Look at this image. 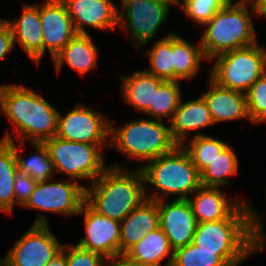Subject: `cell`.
I'll return each instance as SVG.
<instances>
[{
  "label": "cell",
  "mask_w": 266,
  "mask_h": 266,
  "mask_svg": "<svg viewBox=\"0 0 266 266\" xmlns=\"http://www.w3.org/2000/svg\"><path fill=\"white\" fill-rule=\"evenodd\" d=\"M238 157L233 148L227 144L218 156L200 172L202 186H230V178L238 173Z\"/></svg>",
  "instance_id": "83f0119b"
},
{
  "label": "cell",
  "mask_w": 266,
  "mask_h": 266,
  "mask_svg": "<svg viewBox=\"0 0 266 266\" xmlns=\"http://www.w3.org/2000/svg\"><path fill=\"white\" fill-rule=\"evenodd\" d=\"M173 253L174 250L171 248L167 236L159 227L146 234L141 241L132 246L125 254L142 266H161L166 259L167 262L164 266H171Z\"/></svg>",
  "instance_id": "cb8c5ba5"
},
{
  "label": "cell",
  "mask_w": 266,
  "mask_h": 266,
  "mask_svg": "<svg viewBox=\"0 0 266 266\" xmlns=\"http://www.w3.org/2000/svg\"><path fill=\"white\" fill-rule=\"evenodd\" d=\"M109 134L110 118L80 102L66 115L58 114L56 137L60 139L108 146Z\"/></svg>",
  "instance_id": "8fae6325"
},
{
  "label": "cell",
  "mask_w": 266,
  "mask_h": 266,
  "mask_svg": "<svg viewBox=\"0 0 266 266\" xmlns=\"http://www.w3.org/2000/svg\"><path fill=\"white\" fill-rule=\"evenodd\" d=\"M171 266H231L219 251L200 250L195 244L177 248Z\"/></svg>",
  "instance_id": "1f68e13d"
},
{
  "label": "cell",
  "mask_w": 266,
  "mask_h": 266,
  "mask_svg": "<svg viewBox=\"0 0 266 266\" xmlns=\"http://www.w3.org/2000/svg\"><path fill=\"white\" fill-rule=\"evenodd\" d=\"M181 81H163L153 91L152 106L144 112L155 120L167 119L169 122L182 98Z\"/></svg>",
  "instance_id": "f1b7e54d"
},
{
  "label": "cell",
  "mask_w": 266,
  "mask_h": 266,
  "mask_svg": "<svg viewBox=\"0 0 266 266\" xmlns=\"http://www.w3.org/2000/svg\"><path fill=\"white\" fill-rule=\"evenodd\" d=\"M253 8L256 16L266 19V0H247Z\"/></svg>",
  "instance_id": "ab89813d"
},
{
  "label": "cell",
  "mask_w": 266,
  "mask_h": 266,
  "mask_svg": "<svg viewBox=\"0 0 266 266\" xmlns=\"http://www.w3.org/2000/svg\"><path fill=\"white\" fill-rule=\"evenodd\" d=\"M230 1L231 0H177L176 6L180 5L188 18L202 26Z\"/></svg>",
  "instance_id": "d6a6232c"
},
{
  "label": "cell",
  "mask_w": 266,
  "mask_h": 266,
  "mask_svg": "<svg viewBox=\"0 0 266 266\" xmlns=\"http://www.w3.org/2000/svg\"><path fill=\"white\" fill-rule=\"evenodd\" d=\"M160 227L157 201L146 199L120 222V254Z\"/></svg>",
  "instance_id": "d6986e66"
},
{
  "label": "cell",
  "mask_w": 266,
  "mask_h": 266,
  "mask_svg": "<svg viewBox=\"0 0 266 266\" xmlns=\"http://www.w3.org/2000/svg\"><path fill=\"white\" fill-rule=\"evenodd\" d=\"M15 143L16 141H14L16 165L20 173L28 175L36 184L44 183L54 178L56 174L54 164L44 142H31L35 151L33 154L29 153L30 155L27 157H22L20 153V151L22 152L25 149L24 145L21 146L23 142Z\"/></svg>",
  "instance_id": "d4e9b609"
},
{
  "label": "cell",
  "mask_w": 266,
  "mask_h": 266,
  "mask_svg": "<svg viewBox=\"0 0 266 266\" xmlns=\"http://www.w3.org/2000/svg\"><path fill=\"white\" fill-rule=\"evenodd\" d=\"M222 188L201 185L188 198L198 223L227 219L243 202L248 201L245 198H228L222 193Z\"/></svg>",
  "instance_id": "ac0fdd59"
},
{
  "label": "cell",
  "mask_w": 266,
  "mask_h": 266,
  "mask_svg": "<svg viewBox=\"0 0 266 266\" xmlns=\"http://www.w3.org/2000/svg\"><path fill=\"white\" fill-rule=\"evenodd\" d=\"M98 46L88 34L77 33L70 42L53 58L57 74L64 64L76 71L80 76L88 74L98 65Z\"/></svg>",
  "instance_id": "7402d4cb"
},
{
  "label": "cell",
  "mask_w": 266,
  "mask_h": 266,
  "mask_svg": "<svg viewBox=\"0 0 266 266\" xmlns=\"http://www.w3.org/2000/svg\"><path fill=\"white\" fill-rule=\"evenodd\" d=\"M22 14L19 19L7 20L11 27L13 43L21 46L28 59L39 64L43 58V31L39 4L22 2Z\"/></svg>",
  "instance_id": "e0dca14e"
},
{
  "label": "cell",
  "mask_w": 266,
  "mask_h": 266,
  "mask_svg": "<svg viewBox=\"0 0 266 266\" xmlns=\"http://www.w3.org/2000/svg\"><path fill=\"white\" fill-rule=\"evenodd\" d=\"M77 33L88 34L86 28L117 31L118 6L112 0H61ZM86 27V28H85Z\"/></svg>",
  "instance_id": "2e32d148"
},
{
  "label": "cell",
  "mask_w": 266,
  "mask_h": 266,
  "mask_svg": "<svg viewBox=\"0 0 266 266\" xmlns=\"http://www.w3.org/2000/svg\"><path fill=\"white\" fill-rule=\"evenodd\" d=\"M252 15L247 0H231L202 27L200 45L207 61L225 52L257 43Z\"/></svg>",
  "instance_id": "5b68a950"
},
{
  "label": "cell",
  "mask_w": 266,
  "mask_h": 266,
  "mask_svg": "<svg viewBox=\"0 0 266 266\" xmlns=\"http://www.w3.org/2000/svg\"><path fill=\"white\" fill-rule=\"evenodd\" d=\"M247 115L251 124L266 122V72L248 89Z\"/></svg>",
  "instance_id": "836d02e7"
},
{
  "label": "cell",
  "mask_w": 266,
  "mask_h": 266,
  "mask_svg": "<svg viewBox=\"0 0 266 266\" xmlns=\"http://www.w3.org/2000/svg\"><path fill=\"white\" fill-rule=\"evenodd\" d=\"M227 144L218 138L199 131L195 133L192 139L187 140L182 147L189 153L193 165L201 172L220 154Z\"/></svg>",
  "instance_id": "4dcf8cb0"
},
{
  "label": "cell",
  "mask_w": 266,
  "mask_h": 266,
  "mask_svg": "<svg viewBox=\"0 0 266 266\" xmlns=\"http://www.w3.org/2000/svg\"><path fill=\"white\" fill-rule=\"evenodd\" d=\"M182 100L183 96L169 123L172 138L178 145L189 140L187 137H190L192 131L197 132L214 124L208 104L202 95L186 102Z\"/></svg>",
  "instance_id": "ffe728a7"
},
{
  "label": "cell",
  "mask_w": 266,
  "mask_h": 266,
  "mask_svg": "<svg viewBox=\"0 0 266 266\" xmlns=\"http://www.w3.org/2000/svg\"><path fill=\"white\" fill-rule=\"evenodd\" d=\"M262 223L252 204L243 202L227 219L198 223L192 243L200 250L219 251L231 266H238L255 252L265 251Z\"/></svg>",
  "instance_id": "6da1fadb"
},
{
  "label": "cell",
  "mask_w": 266,
  "mask_h": 266,
  "mask_svg": "<svg viewBox=\"0 0 266 266\" xmlns=\"http://www.w3.org/2000/svg\"><path fill=\"white\" fill-rule=\"evenodd\" d=\"M119 77L121 80L122 99L138 113H144L152 106L153 91L164 81L145 70H138L134 74Z\"/></svg>",
  "instance_id": "603a6c76"
},
{
  "label": "cell",
  "mask_w": 266,
  "mask_h": 266,
  "mask_svg": "<svg viewBox=\"0 0 266 266\" xmlns=\"http://www.w3.org/2000/svg\"><path fill=\"white\" fill-rule=\"evenodd\" d=\"M11 27L7 19L0 18V62L14 49Z\"/></svg>",
  "instance_id": "8d00e7d4"
},
{
  "label": "cell",
  "mask_w": 266,
  "mask_h": 266,
  "mask_svg": "<svg viewBox=\"0 0 266 266\" xmlns=\"http://www.w3.org/2000/svg\"><path fill=\"white\" fill-rule=\"evenodd\" d=\"M1 114L7 117L15 138L7 129L5 141L44 142L56 136L59 111L44 97L22 84L0 85Z\"/></svg>",
  "instance_id": "7a4b0ae2"
},
{
  "label": "cell",
  "mask_w": 266,
  "mask_h": 266,
  "mask_svg": "<svg viewBox=\"0 0 266 266\" xmlns=\"http://www.w3.org/2000/svg\"><path fill=\"white\" fill-rule=\"evenodd\" d=\"M45 266H67L66 262V243L62 250L58 252Z\"/></svg>",
  "instance_id": "f35d334b"
},
{
  "label": "cell",
  "mask_w": 266,
  "mask_h": 266,
  "mask_svg": "<svg viewBox=\"0 0 266 266\" xmlns=\"http://www.w3.org/2000/svg\"><path fill=\"white\" fill-rule=\"evenodd\" d=\"M109 145L128 160L143 162L138 168L178 146L172 138L170 126L151 118H136L118 128L110 119Z\"/></svg>",
  "instance_id": "8992f818"
},
{
  "label": "cell",
  "mask_w": 266,
  "mask_h": 266,
  "mask_svg": "<svg viewBox=\"0 0 266 266\" xmlns=\"http://www.w3.org/2000/svg\"><path fill=\"white\" fill-rule=\"evenodd\" d=\"M172 201V202H171ZM158 200L160 228L173 250L193 241L197 220L188 199Z\"/></svg>",
  "instance_id": "5bb4252c"
},
{
  "label": "cell",
  "mask_w": 266,
  "mask_h": 266,
  "mask_svg": "<svg viewBox=\"0 0 266 266\" xmlns=\"http://www.w3.org/2000/svg\"><path fill=\"white\" fill-rule=\"evenodd\" d=\"M149 50L144 56L149 57L150 65L144 70L164 81H174L173 33L156 39Z\"/></svg>",
  "instance_id": "f546056e"
},
{
  "label": "cell",
  "mask_w": 266,
  "mask_h": 266,
  "mask_svg": "<svg viewBox=\"0 0 266 266\" xmlns=\"http://www.w3.org/2000/svg\"><path fill=\"white\" fill-rule=\"evenodd\" d=\"M49 225L32 224L1 259L3 266H45L63 247Z\"/></svg>",
  "instance_id": "7c38bea8"
},
{
  "label": "cell",
  "mask_w": 266,
  "mask_h": 266,
  "mask_svg": "<svg viewBox=\"0 0 266 266\" xmlns=\"http://www.w3.org/2000/svg\"><path fill=\"white\" fill-rule=\"evenodd\" d=\"M18 172L14 141L0 140V211L10 215L14 209V181Z\"/></svg>",
  "instance_id": "4316f807"
},
{
  "label": "cell",
  "mask_w": 266,
  "mask_h": 266,
  "mask_svg": "<svg viewBox=\"0 0 266 266\" xmlns=\"http://www.w3.org/2000/svg\"><path fill=\"white\" fill-rule=\"evenodd\" d=\"M209 88L202 93L214 122L250 119L247 115L245 93L219 86L209 77Z\"/></svg>",
  "instance_id": "44dd1931"
},
{
  "label": "cell",
  "mask_w": 266,
  "mask_h": 266,
  "mask_svg": "<svg viewBox=\"0 0 266 266\" xmlns=\"http://www.w3.org/2000/svg\"><path fill=\"white\" fill-rule=\"evenodd\" d=\"M103 266H142L137 261L130 259L126 254H118L106 258Z\"/></svg>",
  "instance_id": "74e56055"
},
{
  "label": "cell",
  "mask_w": 266,
  "mask_h": 266,
  "mask_svg": "<svg viewBox=\"0 0 266 266\" xmlns=\"http://www.w3.org/2000/svg\"><path fill=\"white\" fill-rule=\"evenodd\" d=\"M43 31V56L53 59L77 34L65 4L61 0H44L39 4Z\"/></svg>",
  "instance_id": "9a60e30c"
},
{
  "label": "cell",
  "mask_w": 266,
  "mask_h": 266,
  "mask_svg": "<svg viewBox=\"0 0 266 266\" xmlns=\"http://www.w3.org/2000/svg\"><path fill=\"white\" fill-rule=\"evenodd\" d=\"M146 200L145 183L140 168L109 165L85 186V202L97 213L121 222Z\"/></svg>",
  "instance_id": "3957f363"
},
{
  "label": "cell",
  "mask_w": 266,
  "mask_h": 266,
  "mask_svg": "<svg viewBox=\"0 0 266 266\" xmlns=\"http://www.w3.org/2000/svg\"><path fill=\"white\" fill-rule=\"evenodd\" d=\"M192 44L173 32L174 81H191L200 72L206 60L200 43Z\"/></svg>",
  "instance_id": "484cf974"
},
{
  "label": "cell",
  "mask_w": 266,
  "mask_h": 266,
  "mask_svg": "<svg viewBox=\"0 0 266 266\" xmlns=\"http://www.w3.org/2000/svg\"><path fill=\"white\" fill-rule=\"evenodd\" d=\"M82 214L86 235L76 245L105 259L120 254V222L97 213L86 202L78 213Z\"/></svg>",
  "instance_id": "4fadbf2b"
},
{
  "label": "cell",
  "mask_w": 266,
  "mask_h": 266,
  "mask_svg": "<svg viewBox=\"0 0 266 266\" xmlns=\"http://www.w3.org/2000/svg\"><path fill=\"white\" fill-rule=\"evenodd\" d=\"M36 183L26 174H22L19 171L15 175L14 181V207L18 205L23 207L30 195L34 191Z\"/></svg>",
  "instance_id": "d590c367"
},
{
  "label": "cell",
  "mask_w": 266,
  "mask_h": 266,
  "mask_svg": "<svg viewBox=\"0 0 266 266\" xmlns=\"http://www.w3.org/2000/svg\"><path fill=\"white\" fill-rule=\"evenodd\" d=\"M55 172L72 180L95 181L108 167L105 165L106 146L74 142L53 136L44 141ZM104 147V148H103Z\"/></svg>",
  "instance_id": "ba28073f"
},
{
  "label": "cell",
  "mask_w": 266,
  "mask_h": 266,
  "mask_svg": "<svg viewBox=\"0 0 266 266\" xmlns=\"http://www.w3.org/2000/svg\"><path fill=\"white\" fill-rule=\"evenodd\" d=\"M210 78L219 86L246 93L266 72V48L256 44L215 56Z\"/></svg>",
  "instance_id": "52a82bcc"
},
{
  "label": "cell",
  "mask_w": 266,
  "mask_h": 266,
  "mask_svg": "<svg viewBox=\"0 0 266 266\" xmlns=\"http://www.w3.org/2000/svg\"><path fill=\"white\" fill-rule=\"evenodd\" d=\"M67 266H103L105 258L96 252L66 243Z\"/></svg>",
  "instance_id": "e575fe53"
},
{
  "label": "cell",
  "mask_w": 266,
  "mask_h": 266,
  "mask_svg": "<svg viewBox=\"0 0 266 266\" xmlns=\"http://www.w3.org/2000/svg\"><path fill=\"white\" fill-rule=\"evenodd\" d=\"M54 180V181H53ZM72 179L57 180L52 178L44 183L36 184L24 208L40 210L33 224H49L44 212L60 215L78 216L85 202V185Z\"/></svg>",
  "instance_id": "30bf717a"
},
{
  "label": "cell",
  "mask_w": 266,
  "mask_h": 266,
  "mask_svg": "<svg viewBox=\"0 0 266 266\" xmlns=\"http://www.w3.org/2000/svg\"><path fill=\"white\" fill-rule=\"evenodd\" d=\"M140 170L144 183L155 188L151 190L145 184V195L149 200H166L170 195L175 199H188L201 186L200 172L182 145L144 163Z\"/></svg>",
  "instance_id": "277c9868"
},
{
  "label": "cell",
  "mask_w": 266,
  "mask_h": 266,
  "mask_svg": "<svg viewBox=\"0 0 266 266\" xmlns=\"http://www.w3.org/2000/svg\"><path fill=\"white\" fill-rule=\"evenodd\" d=\"M118 28L130 34L129 42L141 49L166 23L177 0H119Z\"/></svg>",
  "instance_id": "9c48e42d"
}]
</instances>
